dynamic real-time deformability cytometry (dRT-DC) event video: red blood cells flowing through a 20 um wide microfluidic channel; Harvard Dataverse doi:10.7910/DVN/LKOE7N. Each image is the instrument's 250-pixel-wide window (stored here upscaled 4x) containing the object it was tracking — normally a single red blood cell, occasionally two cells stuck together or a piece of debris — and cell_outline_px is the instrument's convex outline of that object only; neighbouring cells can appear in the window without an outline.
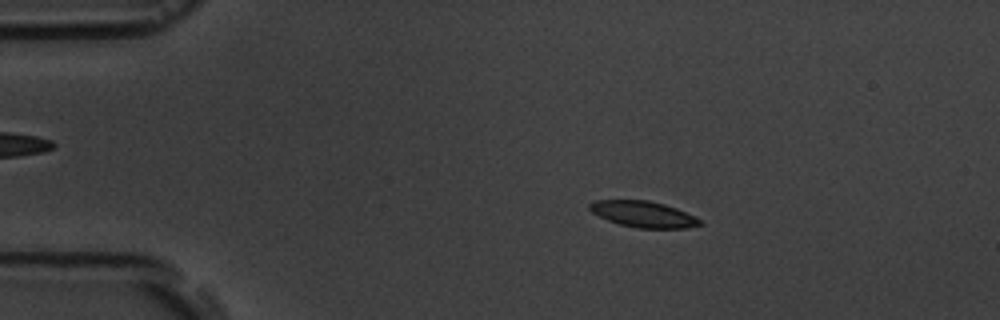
{"species": "common noctule bat (a hibernating species)", "species_latin": "Nyctalus noctula", "temperature_condition": "room temperature", "stored_images_in_passage": 5, "camera_frame_rate_fps": 3000, "um_per_image_px": 0.085, "animal": {"sex": "male", "body_mass_g": 19.5, "forearm_length_mm": 54.6}, "frame": {"image": 1, "passage_image": 2, "time_ms": 1.333, "image_size_px": [1000, 320], "cell_outline_px": [[704, 224], [688, 228], [636, 228], [620, 224], [608, 220], [592, 212], [588, 208], [588, 204], [596, 200], [648, 200], [664, 204], [676, 208], [700, 220]], "centroid_in_image_um": [54.67, 18.21], "position_along_channel_um": 30.3, "area_um2": 16.65}}